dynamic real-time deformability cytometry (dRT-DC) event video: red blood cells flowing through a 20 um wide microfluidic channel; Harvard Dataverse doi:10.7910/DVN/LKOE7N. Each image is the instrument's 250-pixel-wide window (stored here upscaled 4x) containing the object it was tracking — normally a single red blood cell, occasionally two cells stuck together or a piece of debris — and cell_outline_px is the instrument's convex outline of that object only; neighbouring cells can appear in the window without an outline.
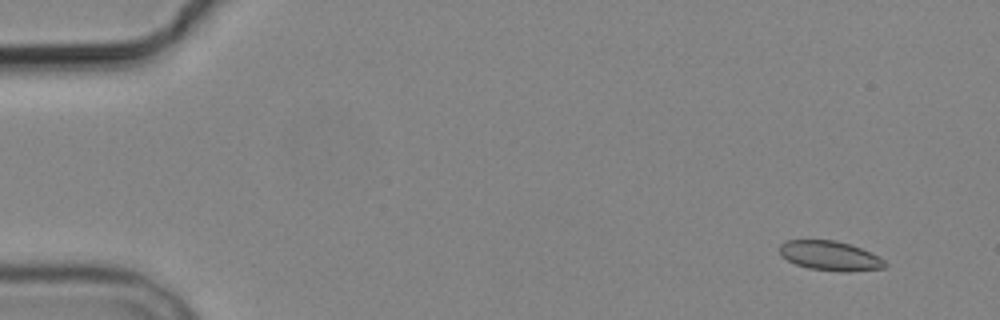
{"species": "common noctule bat (a hibernating species)", "species_latin": "Nyctalus noctula", "temperature_condition": "cold", "stored_images_in_passage": 6, "camera_frame_rate_fps": 3000, "um_per_image_px": 0.085, "animal": {"sex": "male", "body_mass_g": 19.2, "forearm_length_mm": 51.8}, "frame": {"image": 1, "passage_image": 2, "time_ms": 1.0, "image_size_px": [1000, 320], "cell_outline_px": [[888, 264], [884, 268], [848, 272], [840, 272], [808, 268], [796, 264], [780, 256], [780, 244], [788, 240], [836, 240], [860, 248], [880, 256]], "centroid_in_image_um": [70.57, 21.75], "position_along_channel_um": 14.4, "area_um2": 18.21}}
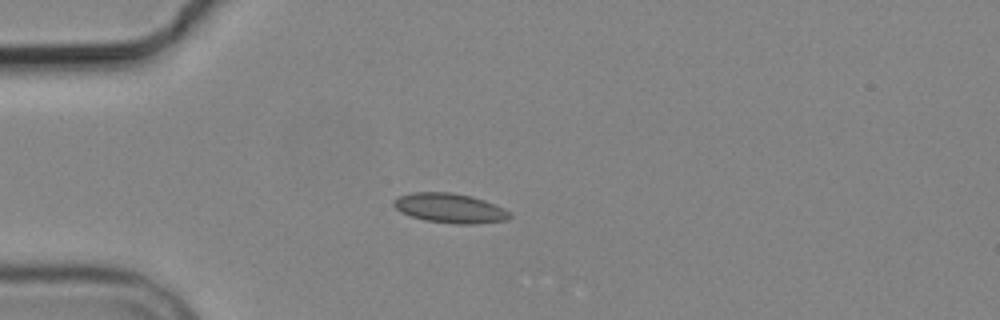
{"frame": {"image": 2, "passage_image": 5, "time_ms": 4.667, "image_size_px": [1000, 320], "cell_outline_px": [[512, 216], [508, 220], [476, 224], [456, 224], [424, 220], [400, 212], [392, 204], [392, 200], [400, 196], [412, 192], [452, 192], [472, 196], [484, 200], [504, 208]], "centroid_in_image_um": [38.24, 17.69], "position_along_channel_um": 46.8, "area_um2": 20.11}}